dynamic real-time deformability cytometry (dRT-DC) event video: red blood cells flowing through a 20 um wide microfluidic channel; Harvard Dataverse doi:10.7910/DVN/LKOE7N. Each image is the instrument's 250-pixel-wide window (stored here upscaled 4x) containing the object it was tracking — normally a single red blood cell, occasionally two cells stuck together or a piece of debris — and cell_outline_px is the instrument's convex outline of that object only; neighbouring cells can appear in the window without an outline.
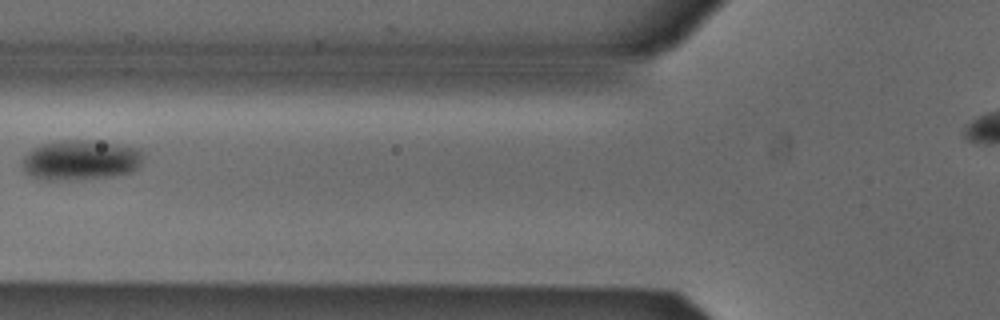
{"species": "Egyptian fruit bat (a non-hibernating species)", "species_latin": "Rousettus aegyptiacus", "temperature_condition": "cold", "stored_images_in_passage": 7, "camera_frame_rate_fps": 3000, "um_per_image_px": 0.085, "animal": {"sex": "male"}, "frame": {"image": 1, "passage_image": 7, "time_ms": 2.0, "image_size_px": [1000, 320], "cell_outline_px": [[144, 156], [140, 168], [132, 172], [112, 176], [64, 180], [44, 180], [32, 176], [20, 164], [24, 156], [32, 148], [40, 144], [60, 140], [88, 140], [116, 144], [140, 148]], "centroid_in_image_um": [6.88, 13.6], "position_along_channel_um": 118.9, "area_um2": 28.44}}